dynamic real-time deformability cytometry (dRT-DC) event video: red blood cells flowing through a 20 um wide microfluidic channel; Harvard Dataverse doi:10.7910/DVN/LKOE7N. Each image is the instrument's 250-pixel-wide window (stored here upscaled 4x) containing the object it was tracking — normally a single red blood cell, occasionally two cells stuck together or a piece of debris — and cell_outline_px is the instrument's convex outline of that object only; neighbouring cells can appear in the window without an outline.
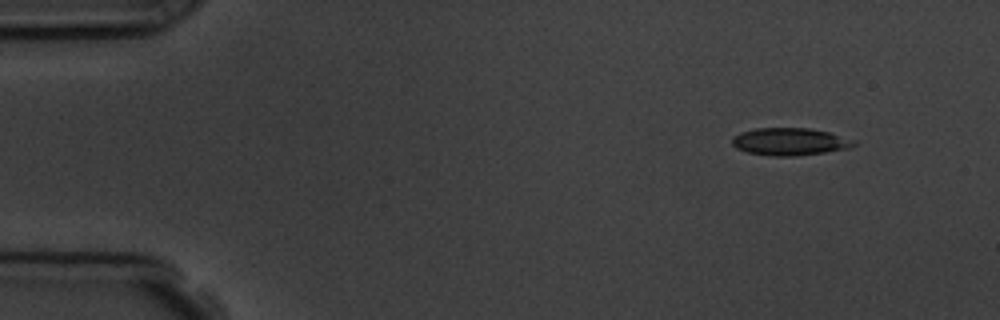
{"species": "common noctule bat (a hibernating species)", "species_latin": "Nyctalus noctula", "temperature_condition": "room temperature", "stored_images_in_passage": 5, "camera_frame_rate_fps": 3000, "um_per_image_px": 0.085, "animal": {"sex": "male", "body_mass_g": 19.5, "forearm_length_mm": 54.6}, "frame": {"image": 1, "passage_image": 1, "time_ms": 0.0, "image_size_px": [1000, 320], "cell_outline_px": [[856, 144], [848, 148], [824, 152], [796, 156], [772, 156], [748, 152], [736, 148], [732, 144], [732, 136], [740, 132], [756, 128], [808, 128], [828, 132], [856, 140]], "centroid_in_image_um": [67.11, 12.03], "position_along_channel_um": 17.9, "area_um2": 19.42}}
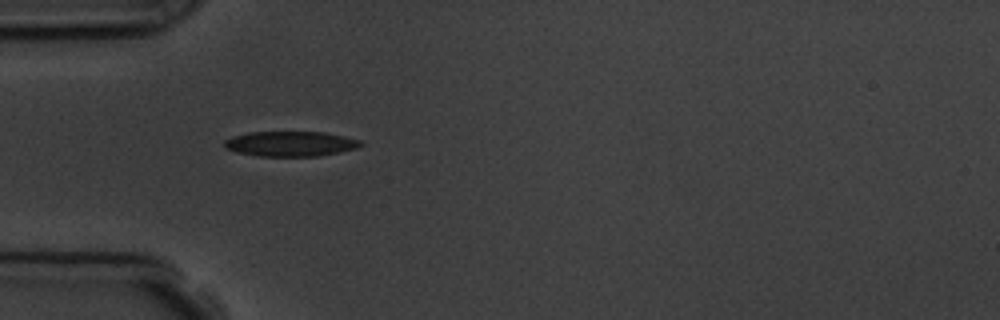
{"frame": {"image": 2, "passage_image": 4, "time_ms": 3.667, "image_size_px": [1000, 320], "cell_outline_px": [[364, 144], [356, 148], [316, 156], [256, 156], [236, 152], [224, 148], [224, 140], [232, 136], [248, 132], [324, 132], [344, 136], [360, 140]], "centroid_in_image_um": [24.64, 12.22], "position_along_channel_um": 60.4, "area_um2": 19.88}}